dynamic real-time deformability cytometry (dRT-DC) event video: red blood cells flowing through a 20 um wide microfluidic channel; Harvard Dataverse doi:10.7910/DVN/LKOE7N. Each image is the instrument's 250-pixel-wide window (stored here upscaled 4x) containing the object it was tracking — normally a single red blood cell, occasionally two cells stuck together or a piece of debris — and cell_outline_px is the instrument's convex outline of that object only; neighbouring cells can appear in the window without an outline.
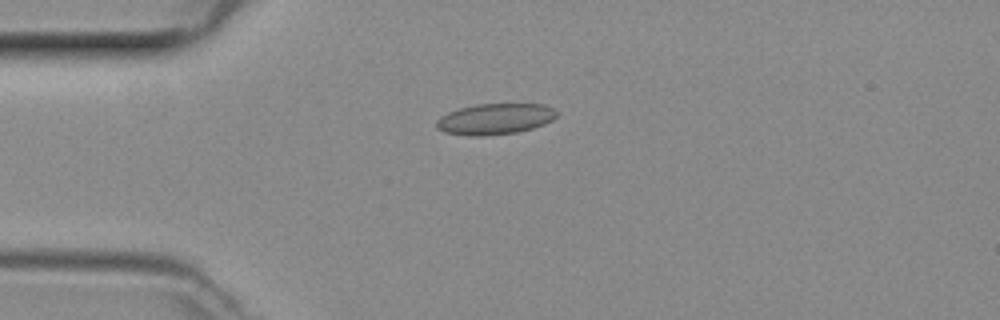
{"species": "common noctule bat (a hibernating species)", "species_latin": "Nyctalus noctula", "temperature_condition": "room temperature", "stored_images_in_passage": 37, "camera_frame_rate_fps": 3000, "um_per_image_px": 0.085, "animal": {"sex": "female", "body_mass_g": 29.2, "forearm_length_mm": 56.3}, "frame": {"image": 1, "passage_image": 1, "time_ms": 0.0, "image_size_px": [1000, 320], "cell_outline_px": [[556, 116], [552, 120], [544, 124], [532, 128], [516, 132], [484, 136], [468, 136], [444, 132], [436, 128], [436, 120], [440, 116], [448, 112], [460, 108], [476, 104], [544, 104], [552, 108], [556, 112]], "centroid_in_image_um": [42.03, 10.12], "position_along_channel_um": 43.0, "area_um2": 21.68}}
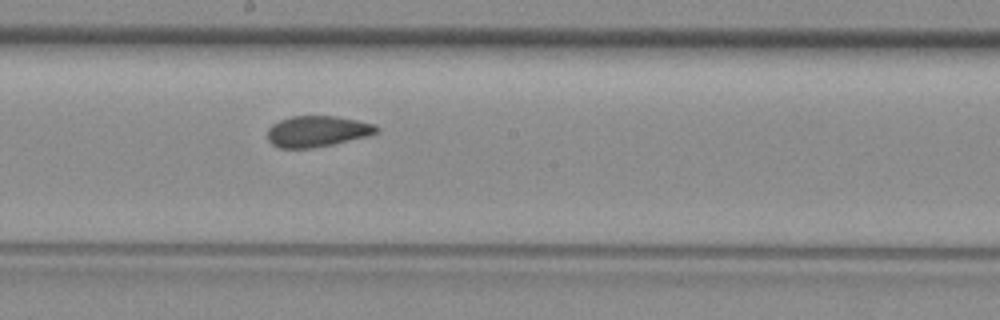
{"frame": {"image": 2, "passage_image": 15, "time_ms": 4.667, "image_size_px": [1000, 320], "cell_outline_px": [[380, 128], [376, 132], [364, 136], [332, 144], [312, 148], [280, 148], [272, 144], [268, 140], [268, 128], [272, 124], [280, 120], [292, 116], [336, 116], [376, 124]], "centroid_in_image_um": [26.93, 11.15], "position_along_channel_um": 221.3, "area_um2": 19.48}}
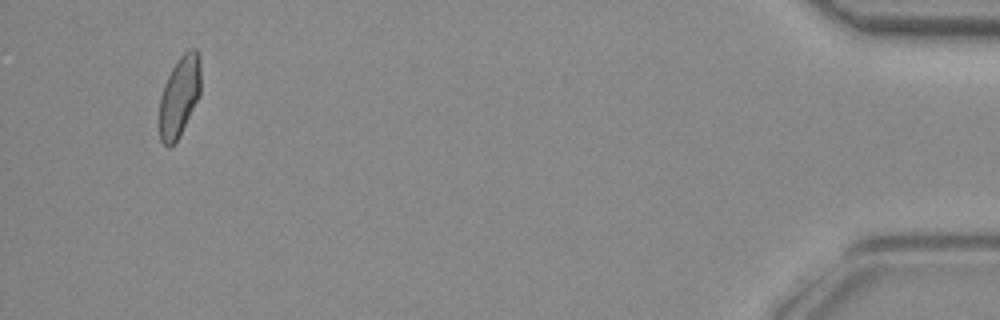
{"frame": {"image": 3, "passage_image": 35, "time_ms": 11.333, "image_size_px": [1000, 320], "cell_outline_px": [[200, 92], [180, 136], [168, 148], [160, 140], [160, 96], [164, 84], [172, 68], [180, 56], [184, 52], [192, 48], [196, 48], [200, 52]], "centroid_in_image_um": [15.26, 8.15], "position_along_channel_um": 419.9, "area_um2": 19.25}}